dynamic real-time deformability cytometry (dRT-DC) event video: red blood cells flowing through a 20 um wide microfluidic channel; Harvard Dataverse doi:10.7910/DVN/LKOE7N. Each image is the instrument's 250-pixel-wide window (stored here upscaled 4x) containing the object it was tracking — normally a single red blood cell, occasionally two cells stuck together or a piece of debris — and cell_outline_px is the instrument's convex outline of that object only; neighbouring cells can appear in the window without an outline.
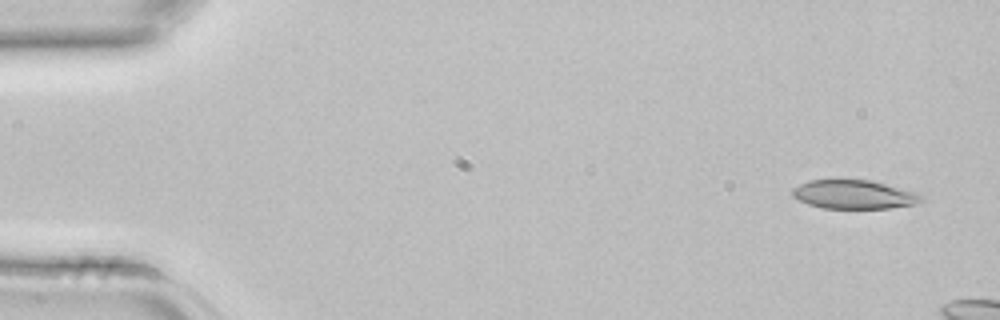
{"species": "common noctule bat (a hibernating species)", "species_latin": "Nyctalus noctula", "temperature_condition": "room temperature", "stored_images_in_passage": 3, "camera_frame_rate_fps": 3000, "um_per_image_px": 0.085, "animal": {"sex": "female", "body_mass_g": 22.7, "forearm_length_mm": 54.2}, "frame": {"image": 1, "passage_image": 1, "time_ms": 0.0, "image_size_px": [1000, 320], "cell_outline_px": [[920, 200], [912, 204], [888, 208], [820, 208], [808, 204], [792, 196], [792, 188], [808, 180], [872, 180], [916, 192], [920, 196]], "centroid_in_image_um": [72.52, 16.52], "position_along_channel_um": 12.5, "area_um2": 21.33}}